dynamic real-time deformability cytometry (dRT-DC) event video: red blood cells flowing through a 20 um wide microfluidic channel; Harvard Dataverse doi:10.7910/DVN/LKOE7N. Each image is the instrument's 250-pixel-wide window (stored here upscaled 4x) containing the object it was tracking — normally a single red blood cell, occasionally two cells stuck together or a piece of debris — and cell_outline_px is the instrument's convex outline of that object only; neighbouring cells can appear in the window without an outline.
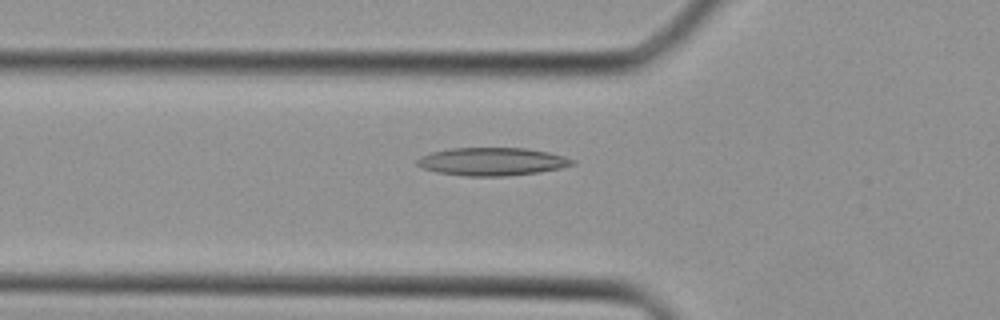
{"species": "Egyptian fruit bat (a non-hibernating species)", "species_latin": "Rousettus aegyptiacus", "temperature_condition": "cold", "stored_images_in_passage": 40, "camera_frame_rate_fps": 3000, "um_per_image_px": 0.085, "animal": {"sex": "female"}, "frame": {"image": 1, "passage_image": 14, "time_ms": 4.333, "image_size_px": [1000, 320], "cell_outline_px": [[576, 164], [560, 168], [540, 172], [500, 176], [464, 176], [436, 172], [424, 168], [416, 164], [416, 160], [420, 156], [432, 152], [452, 148], [524, 148], [548, 152], [564, 156], [576, 160]], "centroid_in_image_um": [41.84, 13.73], "position_along_channel_um": 84.0, "area_um2": 25.26}}
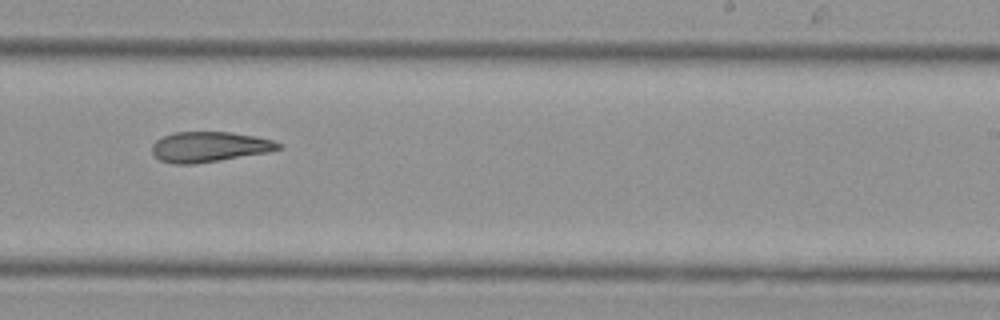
{"frame": {"image": 2, "passage_image": 25, "time_ms": 8.0, "image_size_px": [1000, 320], "cell_outline_px": [[284, 148], [268, 152], [220, 160], [192, 164], [172, 164], [160, 160], [152, 152], [152, 144], [156, 140], [172, 132], [232, 132], [256, 136], [272, 140], [280, 144]], "centroid_in_image_um": [17.79, 12.48], "position_along_channel_um": 271.2, "area_um2": 22.31}}
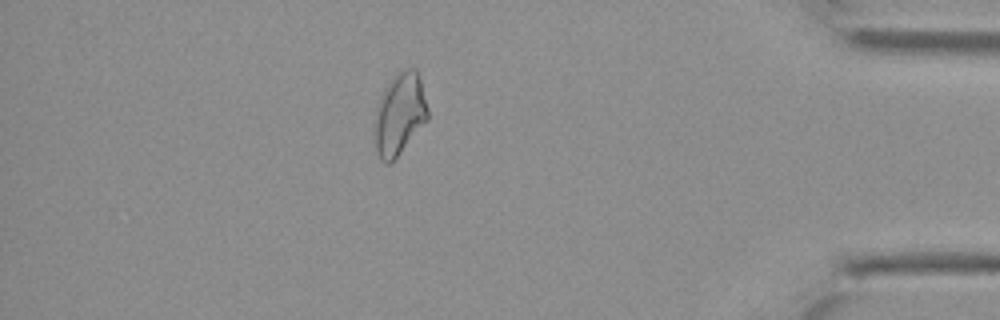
{"frame": {"image": 3, "passage_image": 35, "time_ms": 11.333, "image_size_px": [1000, 320], "cell_outline_px": [[428, 120], [400, 152], [388, 164], [384, 164], [380, 160], [376, 152], [372, 140], [372, 128], [376, 104], [380, 96], [392, 76], [396, 72], [408, 68], [416, 68], [420, 80], [428, 108]], "centroid_in_image_um": [33.9, 9.72], "position_along_channel_um": 401.3, "area_um2": 25.95}}